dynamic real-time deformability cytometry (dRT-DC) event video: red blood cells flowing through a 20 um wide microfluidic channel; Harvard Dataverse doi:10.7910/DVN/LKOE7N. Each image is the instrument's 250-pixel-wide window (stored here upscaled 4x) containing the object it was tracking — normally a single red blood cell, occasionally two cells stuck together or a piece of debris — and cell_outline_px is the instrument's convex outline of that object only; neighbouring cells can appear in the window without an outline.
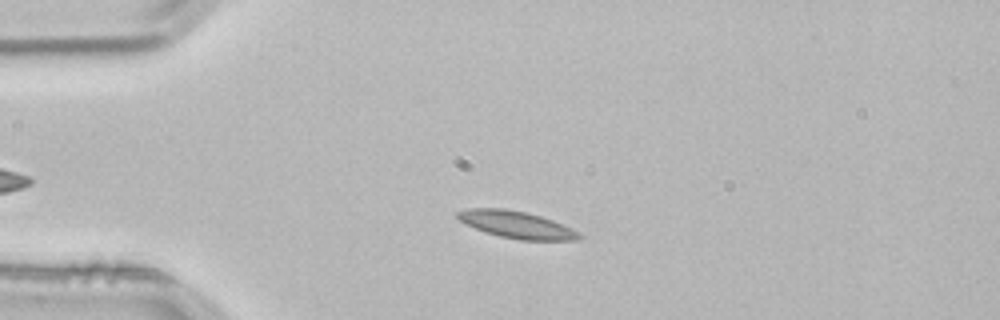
{"species": "common noctule bat (a hibernating species)", "species_latin": "Nyctalus noctula", "temperature_condition": "room temperature", "stored_images_in_passage": 42, "camera_frame_rate_fps": 3000, "um_per_image_px": 0.085, "animal": {"sex": "male", "body_mass_g": 21.5, "forearm_length_mm": 52.0}, "frame": {"image": 1, "passage_image": 10, "time_ms": 3.0, "image_size_px": [1000, 320], "cell_outline_px": [[584, 236], [576, 240], [520, 240], [500, 236], [484, 232], [464, 224], [456, 216], [456, 212], [468, 208], [504, 208], [528, 212], [552, 220], [572, 228]], "centroid_in_image_um": [43.88, 19.09], "position_along_channel_um": 41.1, "area_um2": 19.31}}
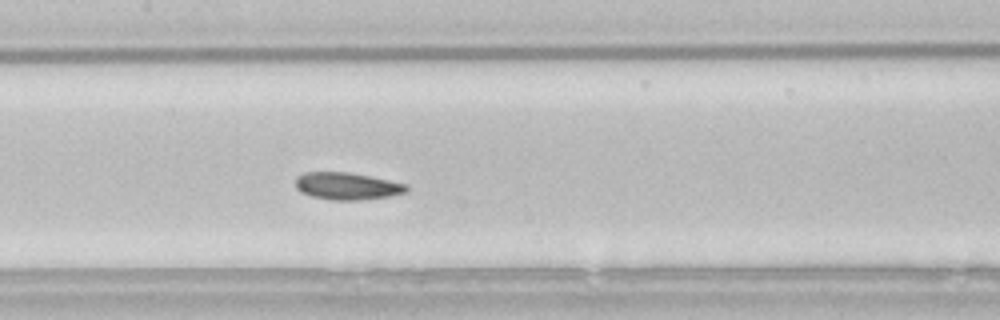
{"frame": {"image": 2, "passage_image": 23, "time_ms": 7.333, "image_size_px": [1000, 320], "cell_outline_px": [[408, 192], [388, 196], [360, 200], [332, 200], [312, 196], [300, 192], [296, 188], [296, 176], [304, 172], [348, 172], [408, 184]], "centroid_in_image_um": [29.49, 15.81], "position_along_channel_um": 177.9, "area_um2": 17.57}}
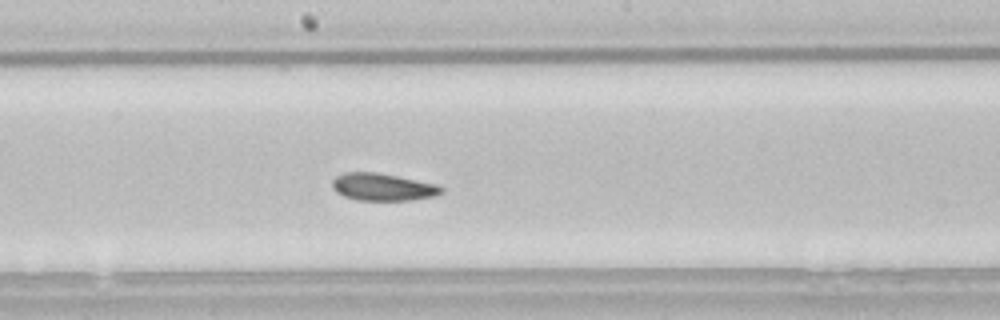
{"frame": {"image": 3, "passage_image": 26, "time_ms": 8.333, "image_size_px": [1000, 320], "cell_outline_px": [[444, 192], [432, 196], [412, 200], [356, 200], [344, 196], [336, 192], [332, 188], [332, 180], [336, 176], [344, 172], [376, 172], [436, 184], [444, 188]], "centroid_in_image_um": [32.5, 15.89], "position_along_channel_um": 215.7, "area_um2": 17.34}, "authors_computed_cell_mechanics": {"area_um2": 18.3515, "velocity_mm_per_s": 3.7862, "shape_relaxation_time_tau1_ms": 9.9361, "shape_relaxation_time_tau2_ms": 9.3851, "deformation_change_tau1": 0.1665, "deformation_change_tau2": 0.0965}}